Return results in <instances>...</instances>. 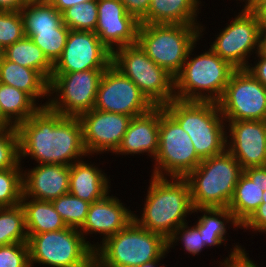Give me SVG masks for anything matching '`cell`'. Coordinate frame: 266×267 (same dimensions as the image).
<instances>
[{
    "mask_svg": "<svg viewBox=\"0 0 266 267\" xmlns=\"http://www.w3.org/2000/svg\"><path fill=\"white\" fill-rule=\"evenodd\" d=\"M16 129L20 163L30 157L38 164L71 166L89 156L84 147L79 117H64L48 107H40Z\"/></svg>",
    "mask_w": 266,
    "mask_h": 267,
    "instance_id": "6da1fadb",
    "label": "cell"
},
{
    "mask_svg": "<svg viewBox=\"0 0 266 267\" xmlns=\"http://www.w3.org/2000/svg\"><path fill=\"white\" fill-rule=\"evenodd\" d=\"M19 163V135L16 128L0 130V170Z\"/></svg>",
    "mask_w": 266,
    "mask_h": 267,
    "instance_id": "74e56055",
    "label": "cell"
},
{
    "mask_svg": "<svg viewBox=\"0 0 266 267\" xmlns=\"http://www.w3.org/2000/svg\"><path fill=\"white\" fill-rule=\"evenodd\" d=\"M20 204L25 213L27 235L59 231L67 227L51 201L22 197Z\"/></svg>",
    "mask_w": 266,
    "mask_h": 267,
    "instance_id": "484cf974",
    "label": "cell"
},
{
    "mask_svg": "<svg viewBox=\"0 0 266 267\" xmlns=\"http://www.w3.org/2000/svg\"><path fill=\"white\" fill-rule=\"evenodd\" d=\"M249 9L256 15L262 30L266 29V0H256Z\"/></svg>",
    "mask_w": 266,
    "mask_h": 267,
    "instance_id": "f6af8a7d",
    "label": "cell"
},
{
    "mask_svg": "<svg viewBox=\"0 0 266 267\" xmlns=\"http://www.w3.org/2000/svg\"><path fill=\"white\" fill-rule=\"evenodd\" d=\"M0 83L24 91L40 107H47L48 100L43 104L37 102L41 98H49V82L38 71L23 67L3 58L0 61Z\"/></svg>",
    "mask_w": 266,
    "mask_h": 267,
    "instance_id": "cb8c5ba5",
    "label": "cell"
},
{
    "mask_svg": "<svg viewBox=\"0 0 266 267\" xmlns=\"http://www.w3.org/2000/svg\"><path fill=\"white\" fill-rule=\"evenodd\" d=\"M167 254V240L133 219L103 243H95L94 267L142 266L163 260Z\"/></svg>",
    "mask_w": 266,
    "mask_h": 267,
    "instance_id": "3957f363",
    "label": "cell"
},
{
    "mask_svg": "<svg viewBox=\"0 0 266 267\" xmlns=\"http://www.w3.org/2000/svg\"><path fill=\"white\" fill-rule=\"evenodd\" d=\"M79 119L83 127V143L90 156L113 153L119 147L132 117L92 109Z\"/></svg>",
    "mask_w": 266,
    "mask_h": 267,
    "instance_id": "2e32d148",
    "label": "cell"
},
{
    "mask_svg": "<svg viewBox=\"0 0 266 267\" xmlns=\"http://www.w3.org/2000/svg\"><path fill=\"white\" fill-rule=\"evenodd\" d=\"M70 166L69 193L89 203L103 199L110 193V176L94 163L83 161Z\"/></svg>",
    "mask_w": 266,
    "mask_h": 267,
    "instance_id": "7402d4cb",
    "label": "cell"
},
{
    "mask_svg": "<svg viewBox=\"0 0 266 267\" xmlns=\"http://www.w3.org/2000/svg\"><path fill=\"white\" fill-rule=\"evenodd\" d=\"M111 61L112 53L94 32L70 30L52 73L107 69Z\"/></svg>",
    "mask_w": 266,
    "mask_h": 267,
    "instance_id": "9a60e30c",
    "label": "cell"
},
{
    "mask_svg": "<svg viewBox=\"0 0 266 267\" xmlns=\"http://www.w3.org/2000/svg\"><path fill=\"white\" fill-rule=\"evenodd\" d=\"M9 128H16L14 127L1 113L0 110V130L2 129H9Z\"/></svg>",
    "mask_w": 266,
    "mask_h": 267,
    "instance_id": "681fc988",
    "label": "cell"
},
{
    "mask_svg": "<svg viewBox=\"0 0 266 267\" xmlns=\"http://www.w3.org/2000/svg\"><path fill=\"white\" fill-rule=\"evenodd\" d=\"M264 190H266V185L253 182L244 172L240 175L228 206L240 226L253 215L262 203Z\"/></svg>",
    "mask_w": 266,
    "mask_h": 267,
    "instance_id": "4316f807",
    "label": "cell"
},
{
    "mask_svg": "<svg viewBox=\"0 0 266 267\" xmlns=\"http://www.w3.org/2000/svg\"><path fill=\"white\" fill-rule=\"evenodd\" d=\"M231 249V253L225 259L219 261V267H259L256 263L249 258V253H246L245 247L235 244Z\"/></svg>",
    "mask_w": 266,
    "mask_h": 267,
    "instance_id": "ab89813d",
    "label": "cell"
},
{
    "mask_svg": "<svg viewBox=\"0 0 266 267\" xmlns=\"http://www.w3.org/2000/svg\"><path fill=\"white\" fill-rule=\"evenodd\" d=\"M255 56L258 60L254 61L253 64L249 63L246 69L266 87V59L259 53H256Z\"/></svg>",
    "mask_w": 266,
    "mask_h": 267,
    "instance_id": "7bdbcfd3",
    "label": "cell"
},
{
    "mask_svg": "<svg viewBox=\"0 0 266 267\" xmlns=\"http://www.w3.org/2000/svg\"><path fill=\"white\" fill-rule=\"evenodd\" d=\"M25 37L20 11L0 10V45L5 49Z\"/></svg>",
    "mask_w": 266,
    "mask_h": 267,
    "instance_id": "8d00e7d4",
    "label": "cell"
},
{
    "mask_svg": "<svg viewBox=\"0 0 266 267\" xmlns=\"http://www.w3.org/2000/svg\"><path fill=\"white\" fill-rule=\"evenodd\" d=\"M126 11L139 22L147 15L151 0H120Z\"/></svg>",
    "mask_w": 266,
    "mask_h": 267,
    "instance_id": "b9f144b4",
    "label": "cell"
},
{
    "mask_svg": "<svg viewBox=\"0 0 266 267\" xmlns=\"http://www.w3.org/2000/svg\"><path fill=\"white\" fill-rule=\"evenodd\" d=\"M200 0H151L147 15L140 24H186L201 26ZM200 11V12H199Z\"/></svg>",
    "mask_w": 266,
    "mask_h": 267,
    "instance_id": "603a6c76",
    "label": "cell"
},
{
    "mask_svg": "<svg viewBox=\"0 0 266 267\" xmlns=\"http://www.w3.org/2000/svg\"><path fill=\"white\" fill-rule=\"evenodd\" d=\"M0 267H31L28 243L0 246Z\"/></svg>",
    "mask_w": 266,
    "mask_h": 267,
    "instance_id": "f35d334b",
    "label": "cell"
},
{
    "mask_svg": "<svg viewBox=\"0 0 266 267\" xmlns=\"http://www.w3.org/2000/svg\"><path fill=\"white\" fill-rule=\"evenodd\" d=\"M70 29L62 23L56 31L37 32L30 39L54 65L61 57Z\"/></svg>",
    "mask_w": 266,
    "mask_h": 267,
    "instance_id": "e575fe53",
    "label": "cell"
},
{
    "mask_svg": "<svg viewBox=\"0 0 266 267\" xmlns=\"http://www.w3.org/2000/svg\"><path fill=\"white\" fill-rule=\"evenodd\" d=\"M159 124L160 106H154L148 112L133 117L113 154L135 156L147 153L154 159L159 147Z\"/></svg>",
    "mask_w": 266,
    "mask_h": 267,
    "instance_id": "44dd1931",
    "label": "cell"
},
{
    "mask_svg": "<svg viewBox=\"0 0 266 267\" xmlns=\"http://www.w3.org/2000/svg\"><path fill=\"white\" fill-rule=\"evenodd\" d=\"M4 58V48L0 45V61Z\"/></svg>",
    "mask_w": 266,
    "mask_h": 267,
    "instance_id": "f5cc1de1",
    "label": "cell"
},
{
    "mask_svg": "<svg viewBox=\"0 0 266 267\" xmlns=\"http://www.w3.org/2000/svg\"><path fill=\"white\" fill-rule=\"evenodd\" d=\"M93 0H52L50 3L55 7L57 11L62 13L66 9L78 5L80 3H86Z\"/></svg>",
    "mask_w": 266,
    "mask_h": 267,
    "instance_id": "7dc6e473",
    "label": "cell"
},
{
    "mask_svg": "<svg viewBox=\"0 0 266 267\" xmlns=\"http://www.w3.org/2000/svg\"><path fill=\"white\" fill-rule=\"evenodd\" d=\"M226 149L242 169L266 165V120L226 121Z\"/></svg>",
    "mask_w": 266,
    "mask_h": 267,
    "instance_id": "e0dca14e",
    "label": "cell"
},
{
    "mask_svg": "<svg viewBox=\"0 0 266 267\" xmlns=\"http://www.w3.org/2000/svg\"><path fill=\"white\" fill-rule=\"evenodd\" d=\"M105 70L52 73L47 107L64 117H80L94 109L98 86Z\"/></svg>",
    "mask_w": 266,
    "mask_h": 267,
    "instance_id": "8fae6325",
    "label": "cell"
},
{
    "mask_svg": "<svg viewBox=\"0 0 266 267\" xmlns=\"http://www.w3.org/2000/svg\"><path fill=\"white\" fill-rule=\"evenodd\" d=\"M225 121L266 120V87L247 69H236L217 102Z\"/></svg>",
    "mask_w": 266,
    "mask_h": 267,
    "instance_id": "4fadbf2b",
    "label": "cell"
},
{
    "mask_svg": "<svg viewBox=\"0 0 266 267\" xmlns=\"http://www.w3.org/2000/svg\"><path fill=\"white\" fill-rule=\"evenodd\" d=\"M37 1L50 3L52 0H37Z\"/></svg>",
    "mask_w": 266,
    "mask_h": 267,
    "instance_id": "db71d44e",
    "label": "cell"
},
{
    "mask_svg": "<svg viewBox=\"0 0 266 267\" xmlns=\"http://www.w3.org/2000/svg\"><path fill=\"white\" fill-rule=\"evenodd\" d=\"M30 265L48 267H94L95 244L84 239L77 228L66 227L28 235Z\"/></svg>",
    "mask_w": 266,
    "mask_h": 267,
    "instance_id": "ba28073f",
    "label": "cell"
},
{
    "mask_svg": "<svg viewBox=\"0 0 266 267\" xmlns=\"http://www.w3.org/2000/svg\"><path fill=\"white\" fill-rule=\"evenodd\" d=\"M39 108L24 91L0 83V110L14 127L29 119Z\"/></svg>",
    "mask_w": 266,
    "mask_h": 267,
    "instance_id": "f546056e",
    "label": "cell"
},
{
    "mask_svg": "<svg viewBox=\"0 0 266 267\" xmlns=\"http://www.w3.org/2000/svg\"><path fill=\"white\" fill-rule=\"evenodd\" d=\"M205 26L186 24H140L137 42L147 56L175 77L191 47L204 35ZM203 33V34H202Z\"/></svg>",
    "mask_w": 266,
    "mask_h": 267,
    "instance_id": "52a82bcc",
    "label": "cell"
},
{
    "mask_svg": "<svg viewBox=\"0 0 266 267\" xmlns=\"http://www.w3.org/2000/svg\"><path fill=\"white\" fill-rule=\"evenodd\" d=\"M152 176L185 178L202 161L190 136L179 123L160 106L159 147Z\"/></svg>",
    "mask_w": 266,
    "mask_h": 267,
    "instance_id": "30bf717a",
    "label": "cell"
},
{
    "mask_svg": "<svg viewBox=\"0 0 266 267\" xmlns=\"http://www.w3.org/2000/svg\"><path fill=\"white\" fill-rule=\"evenodd\" d=\"M97 19V0L80 3L62 12V22L70 30L94 32Z\"/></svg>",
    "mask_w": 266,
    "mask_h": 267,
    "instance_id": "1f68e13d",
    "label": "cell"
},
{
    "mask_svg": "<svg viewBox=\"0 0 266 267\" xmlns=\"http://www.w3.org/2000/svg\"><path fill=\"white\" fill-rule=\"evenodd\" d=\"M240 229H250L255 233L258 231L266 234V190L263 191L262 203Z\"/></svg>",
    "mask_w": 266,
    "mask_h": 267,
    "instance_id": "60d3db41",
    "label": "cell"
},
{
    "mask_svg": "<svg viewBox=\"0 0 266 267\" xmlns=\"http://www.w3.org/2000/svg\"><path fill=\"white\" fill-rule=\"evenodd\" d=\"M258 53L266 59V29L261 31Z\"/></svg>",
    "mask_w": 266,
    "mask_h": 267,
    "instance_id": "c3c4849f",
    "label": "cell"
},
{
    "mask_svg": "<svg viewBox=\"0 0 266 267\" xmlns=\"http://www.w3.org/2000/svg\"><path fill=\"white\" fill-rule=\"evenodd\" d=\"M68 227L80 229L86 221L90 204L70 193L51 201Z\"/></svg>",
    "mask_w": 266,
    "mask_h": 267,
    "instance_id": "d6a6232c",
    "label": "cell"
},
{
    "mask_svg": "<svg viewBox=\"0 0 266 267\" xmlns=\"http://www.w3.org/2000/svg\"><path fill=\"white\" fill-rule=\"evenodd\" d=\"M179 241L183 244L184 251L193 256L199 255L206 247L199 230L194 225L188 226V222L180 225L167 239V252Z\"/></svg>",
    "mask_w": 266,
    "mask_h": 267,
    "instance_id": "d590c367",
    "label": "cell"
},
{
    "mask_svg": "<svg viewBox=\"0 0 266 267\" xmlns=\"http://www.w3.org/2000/svg\"><path fill=\"white\" fill-rule=\"evenodd\" d=\"M149 184L142 213L133 217L141 227L167 240L193 213L189 183L185 178L151 175Z\"/></svg>",
    "mask_w": 266,
    "mask_h": 267,
    "instance_id": "7a4b0ae2",
    "label": "cell"
},
{
    "mask_svg": "<svg viewBox=\"0 0 266 267\" xmlns=\"http://www.w3.org/2000/svg\"><path fill=\"white\" fill-rule=\"evenodd\" d=\"M22 167L19 162L14 168L0 170V207L20 204L23 196Z\"/></svg>",
    "mask_w": 266,
    "mask_h": 267,
    "instance_id": "836d02e7",
    "label": "cell"
},
{
    "mask_svg": "<svg viewBox=\"0 0 266 267\" xmlns=\"http://www.w3.org/2000/svg\"><path fill=\"white\" fill-rule=\"evenodd\" d=\"M220 30L210 49L236 69H246L250 56L258 53L262 31L256 15L243 8L231 22Z\"/></svg>",
    "mask_w": 266,
    "mask_h": 267,
    "instance_id": "7c38bea8",
    "label": "cell"
},
{
    "mask_svg": "<svg viewBox=\"0 0 266 267\" xmlns=\"http://www.w3.org/2000/svg\"><path fill=\"white\" fill-rule=\"evenodd\" d=\"M243 172L253 181L259 185H266V165L258 167H249Z\"/></svg>",
    "mask_w": 266,
    "mask_h": 267,
    "instance_id": "ee69618b",
    "label": "cell"
},
{
    "mask_svg": "<svg viewBox=\"0 0 266 267\" xmlns=\"http://www.w3.org/2000/svg\"><path fill=\"white\" fill-rule=\"evenodd\" d=\"M21 242H28L23 207H0V246Z\"/></svg>",
    "mask_w": 266,
    "mask_h": 267,
    "instance_id": "4dcf8cb0",
    "label": "cell"
},
{
    "mask_svg": "<svg viewBox=\"0 0 266 267\" xmlns=\"http://www.w3.org/2000/svg\"><path fill=\"white\" fill-rule=\"evenodd\" d=\"M195 212L197 215L198 212L202 213L200 217L198 216L194 226L202 235L206 248H212V246L219 247L223 243L226 246L228 225L231 226L230 224H232L235 230L236 228L237 230L241 228L229 208H196L193 209L194 214Z\"/></svg>",
    "mask_w": 266,
    "mask_h": 267,
    "instance_id": "d4e9b609",
    "label": "cell"
},
{
    "mask_svg": "<svg viewBox=\"0 0 266 267\" xmlns=\"http://www.w3.org/2000/svg\"><path fill=\"white\" fill-rule=\"evenodd\" d=\"M238 1V0H236ZM241 3L244 2L245 4L242 8H249L256 0H239Z\"/></svg>",
    "mask_w": 266,
    "mask_h": 267,
    "instance_id": "816d5d0a",
    "label": "cell"
},
{
    "mask_svg": "<svg viewBox=\"0 0 266 267\" xmlns=\"http://www.w3.org/2000/svg\"><path fill=\"white\" fill-rule=\"evenodd\" d=\"M164 109L188 133L203 160L226 150V124L217 102L174 99Z\"/></svg>",
    "mask_w": 266,
    "mask_h": 267,
    "instance_id": "277c9868",
    "label": "cell"
},
{
    "mask_svg": "<svg viewBox=\"0 0 266 267\" xmlns=\"http://www.w3.org/2000/svg\"><path fill=\"white\" fill-rule=\"evenodd\" d=\"M242 173L241 165L227 149L222 154L203 159L185 177L193 208H228Z\"/></svg>",
    "mask_w": 266,
    "mask_h": 267,
    "instance_id": "8992f818",
    "label": "cell"
},
{
    "mask_svg": "<svg viewBox=\"0 0 266 267\" xmlns=\"http://www.w3.org/2000/svg\"><path fill=\"white\" fill-rule=\"evenodd\" d=\"M111 64L132 80L154 106L175 99V78L150 59L138 42L115 49Z\"/></svg>",
    "mask_w": 266,
    "mask_h": 267,
    "instance_id": "9c48e42d",
    "label": "cell"
},
{
    "mask_svg": "<svg viewBox=\"0 0 266 267\" xmlns=\"http://www.w3.org/2000/svg\"><path fill=\"white\" fill-rule=\"evenodd\" d=\"M154 105L138 86L112 64L104 71L96 94L94 109L135 117Z\"/></svg>",
    "mask_w": 266,
    "mask_h": 267,
    "instance_id": "5bb4252c",
    "label": "cell"
},
{
    "mask_svg": "<svg viewBox=\"0 0 266 267\" xmlns=\"http://www.w3.org/2000/svg\"><path fill=\"white\" fill-rule=\"evenodd\" d=\"M161 261H163V260L153 261L151 263H147V264H144V265L139 266V267H158L160 265Z\"/></svg>",
    "mask_w": 266,
    "mask_h": 267,
    "instance_id": "f907efd6",
    "label": "cell"
},
{
    "mask_svg": "<svg viewBox=\"0 0 266 267\" xmlns=\"http://www.w3.org/2000/svg\"><path fill=\"white\" fill-rule=\"evenodd\" d=\"M25 36L31 38L37 32L56 31L63 23L62 13L51 3L28 0L20 10Z\"/></svg>",
    "mask_w": 266,
    "mask_h": 267,
    "instance_id": "83f0119b",
    "label": "cell"
},
{
    "mask_svg": "<svg viewBox=\"0 0 266 267\" xmlns=\"http://www.w3.org/2000/svg\"><path fill=\"white\" fill-rule=\"evenodd\" d=\"M158 267H165V265L164 264H162V265L160 264ZM166 267H167V265H166Z\"/></svg>",
    "mask_w": 266,
    "mask_h": 267,
    "instance_id": "11a10c76",
    "label": "cell"
},
{
    "mask_svg": "<svg viewBox=\"0 0 266 267\" xmlns=\"http://www.w3.org/2000/svg\"><path fill=\"white\" fill-rule=\"evenodd\" d=\"M118 197L109 193L101 200L90 204L87 218L79 231L86 236L100 234L103 243L107 238L125 228L133 219L134 212L125 206Z\"/></svg>",
    "mask_w": 266,
    "mask_h": 267,
    "instance_id": "d6986e66",
    "label": "cell"
},
{
    "mask_svg": "<svg viewBox=\"0 0 266 267\" xmlns=\"http://www.w3.org/2000/svg\"><path fill=\"white\" fill-rule=\"evenodd\" d=\"M28 0H0L1 11H20Z\"/></svg>",
    "mask_w": 266,
    "mask_h": 267,
    "instance_id": "bcb514c9",
    "label": "cell"
},
{
    "mask_svg": "<svg viewBox=\"0 0 266 267\" xmlns=\"http://www.w3.org/2000/svg\"><path fill=\"white\" fill-rule=\"evenodd\" d=\"M98 19L94 33L112 53L137 43L140 22L129 14L120 0H97Z\"/></svg>",
    "mask_w": 266,
    "mask_h": 267,
    "instance_id": "ac0fdd59",
    "label": "cell"
},
{
    "mask_svg": "<svg viewBox=\"0 0 266 267\" xmlns=\"http://www.w3.org/2000/svg\"><path fill=\"white\" fill-rule=\"evenodd\" d=\"M24 168L22 170L24 171L22 172V197L52 201L69 193L70 166L38 164L31 169L24 170Z\"/></svg>",
    "mask_w": 266,
    "mask_h": 267,
    "instance_id": "ffe728a7",
    "label": "cell"
},
{
    "mask_svg": "<svg viewBox=\"0 0 266 267\" xmlns=\"http://www.w3.org/2000/svg\"><path fill=\"white\" fill-rule=\"evenodd\" d=\"M4 58L38 71L48 82L52 77L53 64L47 59L43 51L26 36L6 47Z\"/></svg>",
    "mask_w": 266,
    "mask_h": 267,
    "instance_id": "f1b7e54d",
    "label": "cell"
},
{
    "mask_svg": "<svg viewBox=\"0 0 266 267\" xmlns=\"http://www.w3.org/2000/svg\"><path fill=\"white\" fill-rule=\"evenodd\" d=\"M196 45L197 42L189 50L182 70L174 77L175 99L218 102L236 68L210 48L199 55L192 54Z\"/></svg>",
    "mask_w": 266,
    "mask_h": 267,
    "instance_id": "5b68a950",
    "label": "cell"
}]
</instances>
